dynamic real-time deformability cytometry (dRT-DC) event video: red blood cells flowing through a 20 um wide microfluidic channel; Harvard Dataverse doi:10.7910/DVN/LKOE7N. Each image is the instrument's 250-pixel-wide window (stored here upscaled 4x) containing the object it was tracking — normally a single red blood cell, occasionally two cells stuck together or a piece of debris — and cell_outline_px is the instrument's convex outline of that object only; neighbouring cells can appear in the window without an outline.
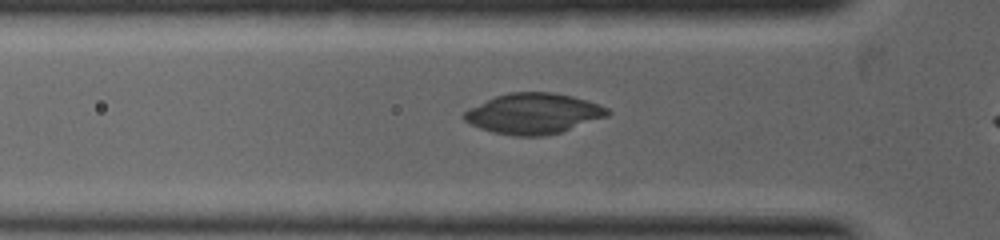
{"species": "common noctule bat (a hibernating species)", "species_latin": "Nyctalus noctula", "temperature_condition": "warm", "stored_images_in_passage": 16, "camera_frame_rate_fps": 5000, "um_per_image_px": 0.085, "animal": {"sex": "female", "body_mass_g": 19.0, "forearm_length_mm": 53.3}, "frame": {"image": 1, "passage_image": 2, "time_ms": 0.2, "image_size_px": [1000, 240], "cell_outline_px": [[612, 112], [608, 116], [560, 132], [544, 136], [512, 136], [492, 132], [480, 128], [464, 120], [460, 116], [468, 108], [496, 96], [508, 92], [552, 92], [572, 96], [588, 100], [600, 104], [608, 108]], "centroid_in_image_um": [45.34, 9.65], "position_along_channel_um": 80.5, "area_um2": 34.04}}
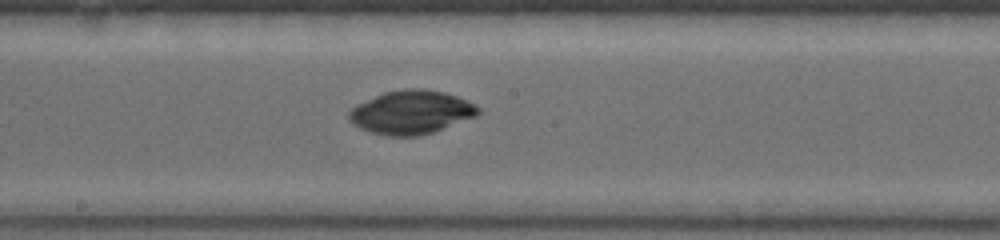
{"frame": {"image": 2, "passage_image": 10, "time_ms": 2.0, "image_size_px": [1000, 240], "cell_outline_px": [[480, 112], [476, 116], [432, 132], [416, 136], [388, 136], [372, 132], [360, 128], [348, 116], [348, 112], [356, 104], [384, 92], [404, 88], [424, 88], [444, 92], [456, 96], [480, 108]], "centroid_in_image_um": [34.94, 9.53], "position_along_channel_um": 213.3, "area_um2": 32.43}}
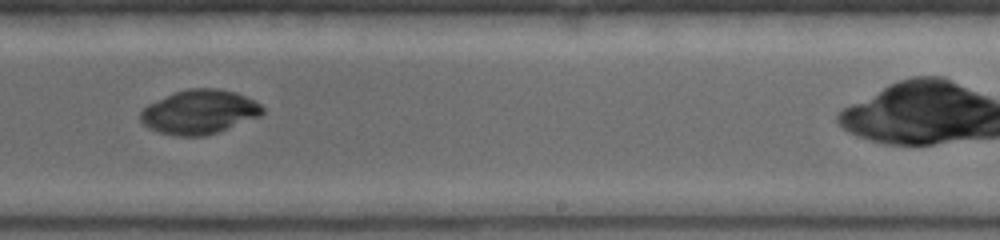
{"frame": {"image": 3, "passage_image": 14, "time_ms": 2.8, "image_size_px": [1000, 240], "cell_outline_px": [[264, 112], [260, 116], [216, 132], [204, 136], [176, 136], [160, 132], [148, 128], [140, 120], [140, 112], [148, 104], [172, 92], [188, 88], [216, 88], [236, 92], [260, 104], [264, 108]], "centroid_in_image_um": [16.91, 9.5], "position_along_channel_um": 272.1, "area_um2": 31.27}}